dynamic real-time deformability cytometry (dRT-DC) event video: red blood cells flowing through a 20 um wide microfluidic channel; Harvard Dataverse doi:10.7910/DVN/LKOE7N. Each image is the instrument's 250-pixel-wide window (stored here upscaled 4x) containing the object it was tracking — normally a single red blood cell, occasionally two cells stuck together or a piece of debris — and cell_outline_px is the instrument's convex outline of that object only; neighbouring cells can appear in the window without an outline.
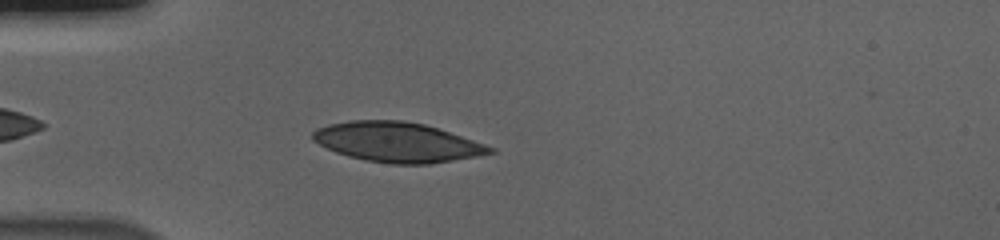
{"species": "human", "species_latin": "Homo sapiens", "temperature_condition": "cold", "stored_images_in_passage": 39, "camera_frame_rate_fps": 3000, "um_per_image_px": 0.085, "donor": {"sex": "male"}, "frame": {"image": 1, "passage_image": 4, "time_ms": 1.0, "image_size_px": [1000, 240], "cell_outline_px": [[496, 152], [476, 156], [428, 164], [392, 164], [364, 160], [348, 156], [336, 152], [312, 140], [312, 132], [316, 128], [328, 124], [348, 120], [404, 120], [424, 124], [496, 148]], "centroid_in_image_um": [33.72, 12.08], "position_along_channel_um": 51.3, "area_um2": 40.86}}
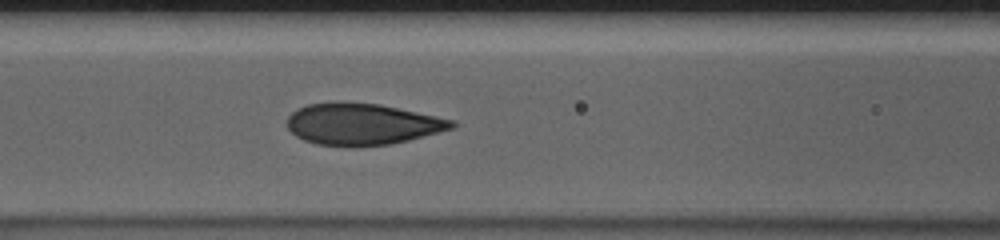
{"frame": {"image": 2, "passage_image": 12, "time_ms": 3.667, "image_size_px": [1000, 240], "cell_outline_px": [[456, 128], [392, 144], [316, 144], [304, 140], [296, 136], [288, 128], [288, 116], [292, 112], [308, 104], [340, 100], [344, 100], [380, 104], [456, 120]], "centroid_in_image_um": [30.82, 10.5], "position_along_channel_um": 135.8, "area_um2": 39.59}}
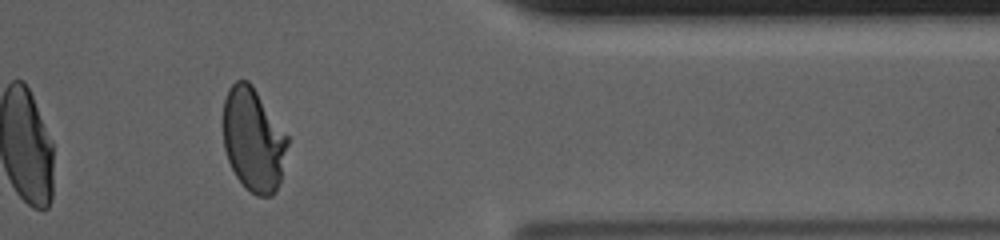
{"frame": {"image": 3, "passage_image": 34, "time_ms": 11.0, "image_size_px": [1000, 240], "cell_outline_px": [[288, 144], [280, 180], [276, 192], [272, 196], [256, 196], [244, 188], [236, 176], [228, 160], [224, 148], [224, 100], [228, 88], [236, 80], [248, 80], [252, 84], [288, 136]], "centroid_in_image_um": [21.53, 11.89], "position_along_channel_um": 389.9, "area_um2": 38.84}, "authors_computed_cell_mechanics": {"area_um2": 39.882, "velocity_mm_per_s": 3.6978, "shape_relaxation_time_tau1_ms": 4.9022, "shape_relaxation_time_tau2_ms": null, "deformation_change_tau1": 0.1714, "deformation_change_tau2": null}}